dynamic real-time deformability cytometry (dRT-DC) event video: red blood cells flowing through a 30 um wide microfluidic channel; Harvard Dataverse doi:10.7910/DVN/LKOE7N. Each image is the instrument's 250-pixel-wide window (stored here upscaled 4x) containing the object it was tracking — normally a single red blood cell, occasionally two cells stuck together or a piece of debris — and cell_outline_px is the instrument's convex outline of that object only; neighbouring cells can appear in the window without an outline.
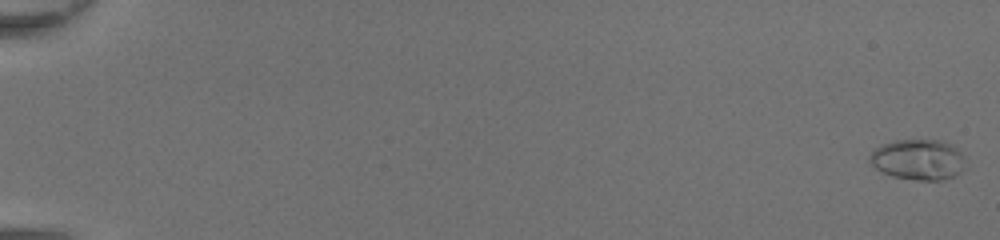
{"species": "common noctule bat (a hibernating species)", "species_latin": "Nyctalus noctula", "temperature_condition": "room temperature", "stored_images_in_passage": 49, "camera_frame_rate_fps": 3000, "um_per_image_px": 0.085, "animal": {"sex": "female", "body_mass_g": 20.0, "forearm_length_mm": 54.0}, "frame": {"image": 1, "passage_image": 1, "time_ms": 0.0, "image_size_px": [1000, 240], "cell_outline_px": [[968, 168], [952, 176], [940, 180], [916, 180], [892, 176], [876, 168], [868, 160], [872, 152], [880, 144], [896, 140], [940, 140], [952, 144], [964, 156]], "centroid_in_image_um": [78.08, 13.56], "position_along_channel_um": 6.9, "area_um2": 22.77}}
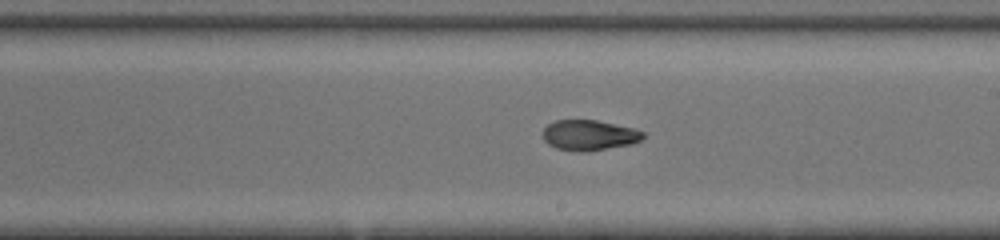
{"frame": {"image": 2, "passage_image": 31, "time_ms": 10.0, "image_size_px": [1000, 240], "cell_outline_px": [[648, 132], [640, 140], [632, 144], [584, 152], [580, 152], [556, 148], [548, 144], [544, 140], [544, 128], [548, 124], [556, 120], [596, 120], [636, 128]], "centroid_in_image_um": [50.13, 11.48], "position_along_channel_um": 238.9, "area_um2": 17.86}}
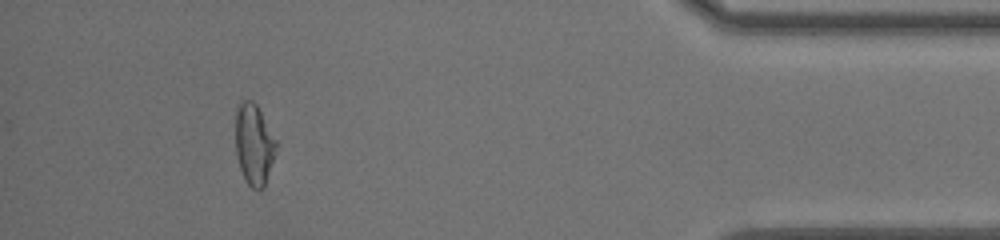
{"frame": {"image": 3, "passage_image": 46, "time_ms": 15.0, "image_size_px": [1000, 240], "cell_outline_px": [[276, 148], [264, 188], [252, 188], [248, 184], [240, 168], [236, 152], [236, 108], [244, 100], [252, 100], [256, 104], [276, 140]], "centroid_in_image_um": [21.58, 12.26], "position_along_channel_um": 413.6, "area_um2": 18.67}, "authors_computed_cell_mechanics": {"area_um2": 18.8428, "velocity_mm_per_s": 4.4376, "shape_relaxation_time_tau1_ms": 7.8066, "shape_relaxation_time_tau2_ms": 0.9941, "deformation_change_tau1": 0.3014, "deformation_change_tau2": 0.0607}}